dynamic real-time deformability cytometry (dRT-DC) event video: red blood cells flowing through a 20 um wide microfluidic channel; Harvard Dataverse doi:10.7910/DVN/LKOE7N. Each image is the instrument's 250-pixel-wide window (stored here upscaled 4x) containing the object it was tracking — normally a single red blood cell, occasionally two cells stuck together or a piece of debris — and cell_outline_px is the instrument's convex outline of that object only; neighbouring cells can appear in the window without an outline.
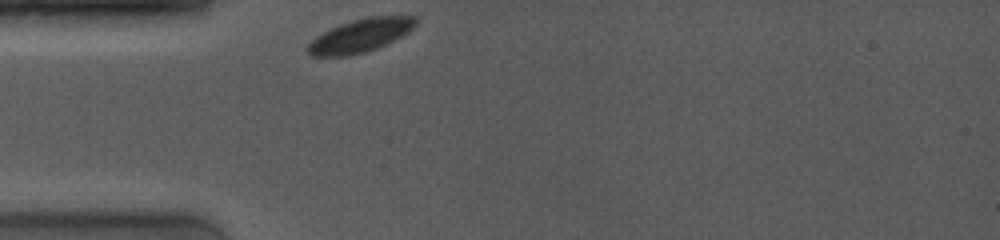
{"species": "common noctule bat (a hibernating species)", "species_latin": "Nyctalus noctula", "temperature_condition": "room temperature", "stored_images_in_passage": 45, "camera_frame_rate_fps": 4000, "um_per_image_px": 0.085, "animal": {"sex": "female", "body_mass_g": 19.0, "forearm_length_mm": 53.3}, "frame": {"image": 1, "passage_image": 1, "time_ms": 0.0, "image_size_px": [1000, 240], "cell_outline_px": [[420, 20], [408, 32], [376, 48], [364, 52], [348, 56], [312, 56], [308, 52], [308, 44], [316, 36], [340, 24], [352, 20], [368, 16], [416, 16]], "centroid_in_image_um": [30.65, 3.01], "position_along_channel_um": 54.4, "area_um2": 20.63}}
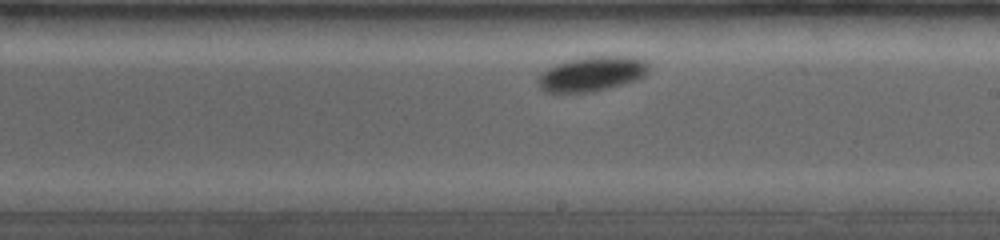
{"frame": {"image": 2, "passage_image": 24, "time_ms": 5.25, "image_size_px": [1000, 240], "cell_outline_px": [[648, 72], [644, 76], [636, 80], [624, 84], [608, 88], [588, 92], [544, 92], [540, 88], [540, 76], [548, 68], [556, 64], [568, 60], [588, 56], [632, 56], [648, 60]], "centroid_in_image_um": [50.38, 6.26], "position_along_channel_um": 238.6, "area_um2": 22.31}}
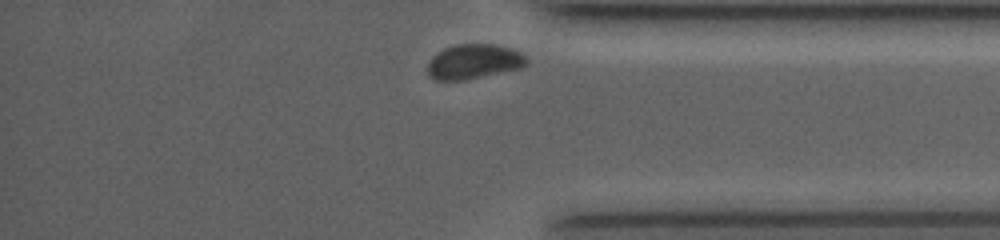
{"frame": {"image": 3, "passage_image": 45, "time_ms": 9.5, "image_size_px": [1000, 240], "cell_outline_px": [[528, 64], [520, 68], [464, 80], [432, 80], [428, 76], [428, 64], [432, 56], [444, 48], [456, 44], [492, 44], [512, 48], [520, 52], [528, 60]], "centroid_in_image_um": [40.25, 5.23], "position_along_channel_um": 394.9, "area_um2": 20.06}}